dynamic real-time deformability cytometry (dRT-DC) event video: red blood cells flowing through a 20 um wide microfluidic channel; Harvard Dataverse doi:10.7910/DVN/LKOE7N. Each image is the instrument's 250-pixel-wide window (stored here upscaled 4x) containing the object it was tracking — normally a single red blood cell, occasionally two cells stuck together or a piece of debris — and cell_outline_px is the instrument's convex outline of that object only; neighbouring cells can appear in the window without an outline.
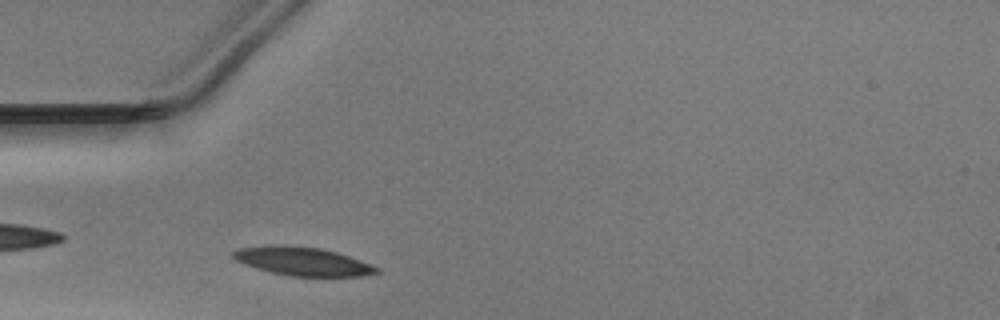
{"species": "Egyptian fruit bat (a non-hibernating species)", "species_latin": "Rousettus aegyptiacus", "temperature_condition": "warm", "stored_images_in_passage": 28, "camera_frame_rate_fps": 3000, "um_per_image_px": 0.085, "animal": {"sex": "male"}, "frame": {"image": 1, "passage_image": 3, "time_ms": 0.667, "image_size_px": [1000, 320], "cell_outline_px": [[380, 272], [360, 276], [288, 276], [256, 268], [244, 264], [236, 260], [232, 256], [232, 252], [240, 248], [268, 244], [288, 244], [320, 248], [336, 252], [360, 260], [380, 268]], "centroid_in_image_um": [25.69, 22.19], "position_along_channel_um": 59.3, "area_um2": 23.93}}
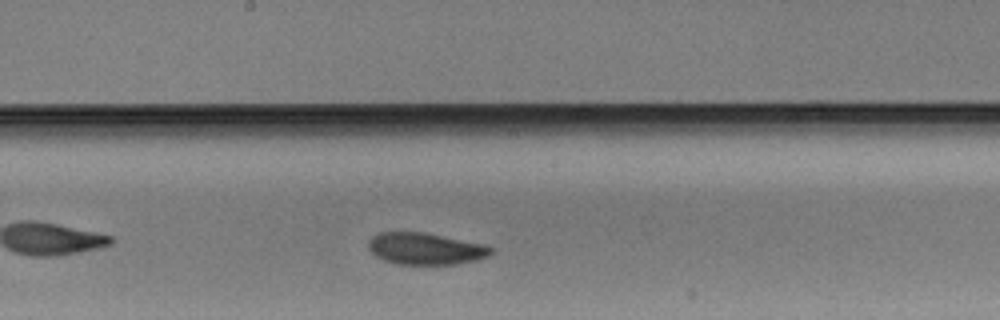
{"frame": {"image": 2, "passage_image": 15, "time_ms": 4.667, "image_size_px": [1000, 320], "cell_outline_px": [[492, 252], [488, 256], [476, 260], [456, 264], [396, 264], [384, 260], [376, 256], [368, 248], [368, 240], [372, 236], [380, 232], [424, 232], [484, 244], [492, 248]], "centroid_in_image_um": [36.14, 21.13], "position_along_channel_um": 212.1, "area_um2": 22.66}}
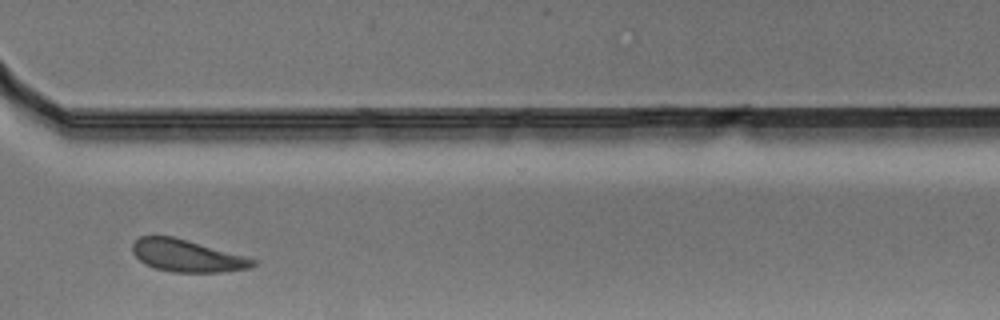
{"frame": {"image": 3, "passage_image": 26, "time_ms": 8.333, "image_size_px": [1000, 320], "cell_outline_px": [[256, 264], [252, 268], [224, 272], [172, 272], [156, 268], [144, 264], [132, 252], [132, 244], [140, 236], [172, 236], [244, 256], [256, 260]], "centroid_in_image_um": [15.89, 21.75], "position_along_channel_um": 354.7, "area_um2": 22.37}}